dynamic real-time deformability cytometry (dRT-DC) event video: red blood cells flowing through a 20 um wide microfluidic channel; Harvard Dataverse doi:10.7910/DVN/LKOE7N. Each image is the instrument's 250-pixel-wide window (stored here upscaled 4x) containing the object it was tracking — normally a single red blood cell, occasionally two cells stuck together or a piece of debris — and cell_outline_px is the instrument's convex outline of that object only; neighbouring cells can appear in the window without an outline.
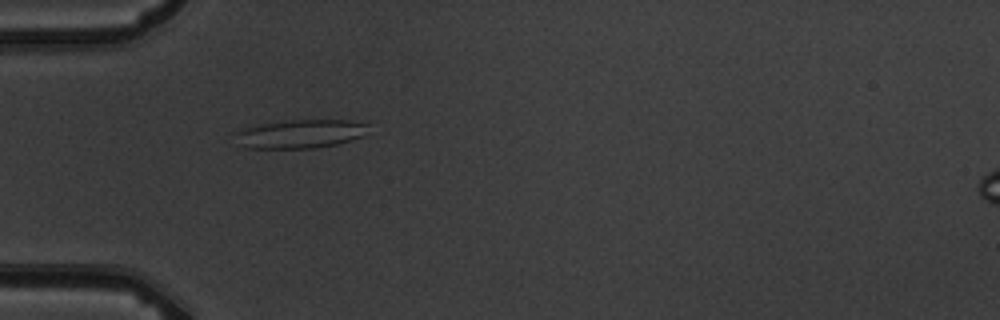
{"species": "common noctule bat (a hibernating species)", "species_latin": "Nyctalus noctula", "temperature_condition": "warm", "stored_images_in_passage": 3, "camera_frame_rate_fps": 3000, "um_per_image_px": 0.085, "animal": {"sex": "male", "body_mass_g": 19.5, "forearm_length_mm": 54.6}, "frame": {"image": 1, "passage_image": 2, "time_ms": 1.333, "image_size_px": [1000, 320], "cell_outline_px": [[368, 124], [360, 136], [352, 140], [336, 144], [312, 148], [244, 148], [236, 144], [232, 132], [244, 128], [260, 124], [292, 120], [348, 120]], "centroid_in_image_um": [25.38, 11.39], "position_along_channel_um": 59.6, "area_um2": 22.14}}
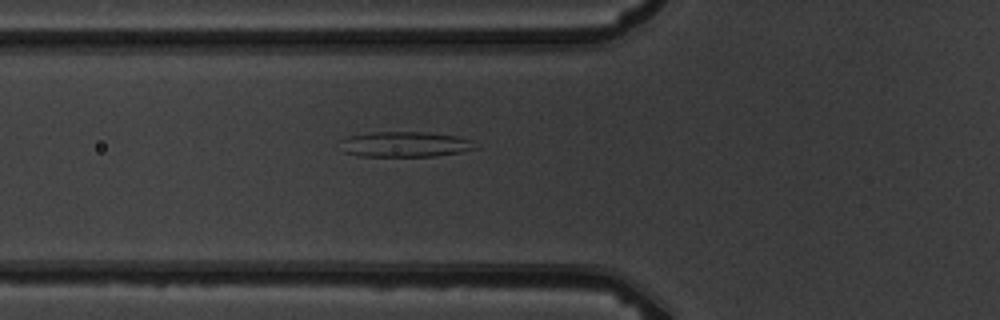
{"frame": {"image": 2, "passage_image": 3, "time_ms": 2.333, "image_size_px": [1000, 320], "cell_outline_px": [[480, 148], [460, 152], [436, 156], [360, 156], [344, 152], [340, 140], [348, 136], [372, 132], [424, 132], [456, 136], [472, 140]], "centroid_in_image_um": [34.46, 12.27], "position_along_channel_um": 91.3, "area_um2": 20.0}}